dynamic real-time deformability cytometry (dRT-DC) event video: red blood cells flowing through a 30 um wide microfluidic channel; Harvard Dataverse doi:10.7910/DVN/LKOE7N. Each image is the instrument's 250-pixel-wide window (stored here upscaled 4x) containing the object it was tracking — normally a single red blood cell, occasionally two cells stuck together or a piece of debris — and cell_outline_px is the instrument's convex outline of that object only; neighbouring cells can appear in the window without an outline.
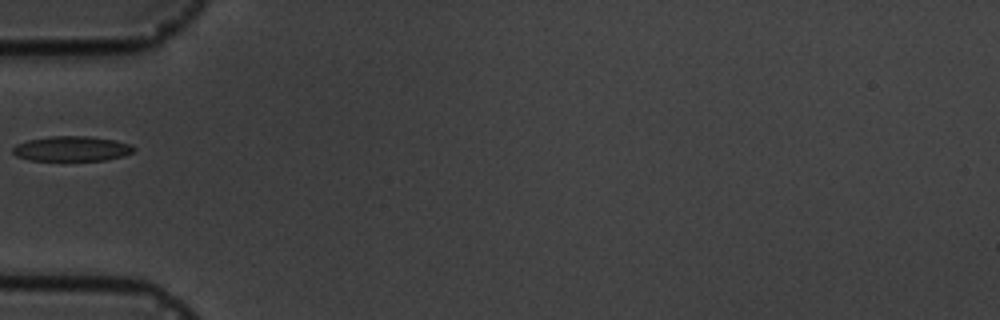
{"species": "common noctule bat (a hibernating species)", "species_latin": "Nyctalus noctula", "temperature_condition": "cold", "stored_images_in_passage": 1, "camera_frame_rate_fps": 3000, "um_per_image_px": 0.085, "animal": {"sex": "male", "body_mass_g": 19.5, "forearm_length_mm": 54.6}, "frame": {"image": 1, "passage_image": 1, "time_ms": 0.0, "image_size_px": [1000, 320], "cell_outline_px": [[136, 148], [132, 152], [124, 156], [104, 160], [28, 160], [16, 156], [12, 152], [12, 148], [16, 144], [28, 140], [48, 136], [88, 136], [116, 140], [128, 144]], "centroid_in_image_um": [6.07, 12.63], "position_along_channel_um": 78.9, "area_um2": 17.63}}